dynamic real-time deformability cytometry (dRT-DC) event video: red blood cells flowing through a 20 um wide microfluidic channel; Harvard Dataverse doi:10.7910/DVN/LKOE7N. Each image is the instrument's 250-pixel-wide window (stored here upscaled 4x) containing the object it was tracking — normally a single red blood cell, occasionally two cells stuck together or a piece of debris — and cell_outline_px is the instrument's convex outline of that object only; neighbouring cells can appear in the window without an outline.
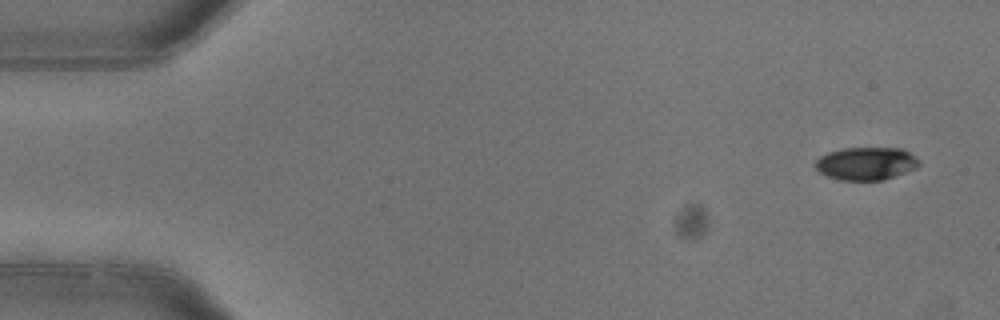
{"species": "common noctule bat (a hibernating species)", "species_latin": "Nyctalus noctula", "temperature_condition": "warm", "stored_images_in_passage": 4, "camera_frame_rate_fps": 3000, "um_per_image_px": 0.085, "animal": {"sex": "female"}, "frame": {"image": 1, "passage_image": 1, "time_ms": 0.0, "image_size_px": [1000, 320], "cell_outline_px": [[920, 164], [916, 168], [884, 180], [840, 180], [828, 176], [820, 172], [812, 164], [820, 156], [828, 152], [844, 148], [904, 148], [916, 156], [920, 160]], "centroid_in_image_um": [73.64, 13.89], "position_along_channel_um": 11.4, "area_um2": 20.06}}
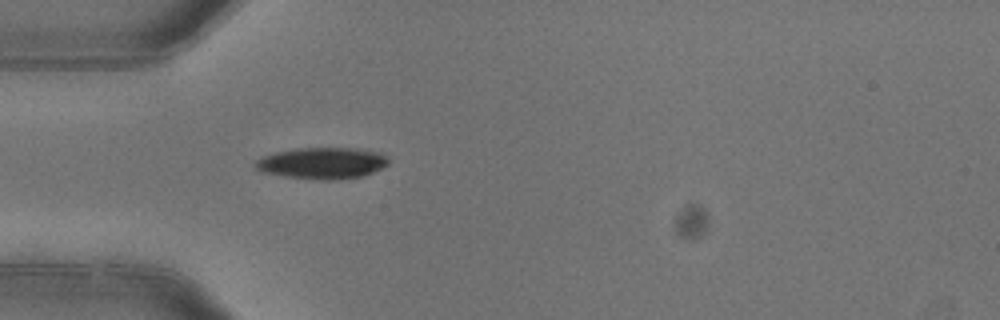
{"frame": {"image": 2, "passage_image": 4, "time_ms": 1.0, "image_size_px": [1000, 320], "cell_outline_px": [[388, 164], [364, 176], [336, 180], [320, 180], [284, 176], [260, 172], [256, 168], [256, 160], [264, 156], [276, 152], [296, 148], [356, 148], [380, 152], [388, 160]], "centroid_in_image_um": [27.38, 13.87], "position_along_channel_um": 57.6, "area_um2": 24.33}}